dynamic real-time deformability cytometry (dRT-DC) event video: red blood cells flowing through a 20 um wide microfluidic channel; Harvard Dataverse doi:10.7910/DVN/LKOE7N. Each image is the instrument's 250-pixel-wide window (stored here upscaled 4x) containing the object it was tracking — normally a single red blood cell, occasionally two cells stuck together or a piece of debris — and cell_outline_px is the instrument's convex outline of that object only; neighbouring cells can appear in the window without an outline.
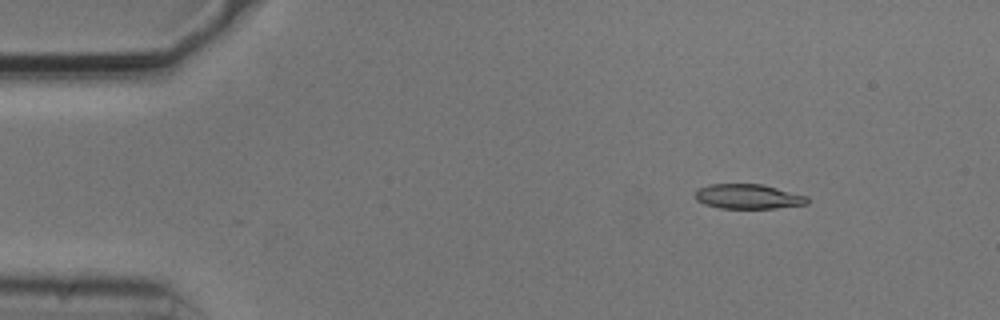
{"species": "common noctule bat (a hibernating species)", "species_latin": "Nyctalus noctula", "temperature_condition": "cold", "stored_images_in_passage": 51, "camera_frame_rate_fps": 3000, "um_per_image_px": 0.085, "animal": {"sex": "male", "body_mass_g": 20.5, "forearm_length_mm": 52.5}, "frame": {"image": 1, "passage_image": 4, "time_ms": 1.0, "image_size_px": [1000, 320], "cell_outline_px": [[808, 204], [776, 208], [720, 208], [704, 204], [696, 200], [696, 192], [700, 188], [708, 184], [760, 184], [808, 196]], "centroid_in_image_um": [63.6, 16.71], "position_along_channel_um": 21.4, "area_um2": 16.01}}
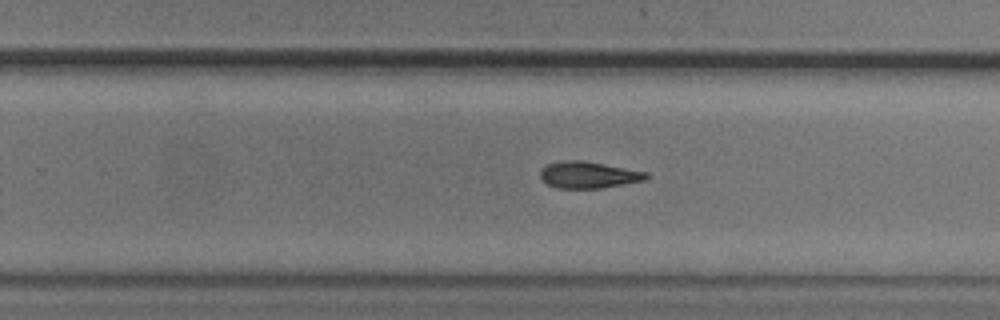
{"frame": {"image": 2, "passage_image": 31, "time_ms": 10.0, "image_size_px": [1000, 320], "cell_outline_px": [[652, 176], [648, 180], [600, 188], [556, 188], [548, 184], [540, 176], [540, 172], [548, 164], [564, 160], [584, 160], [648, 172]], "centroid_in_image_um": [50.1, 14.86], "position_along_channel_um": 279.7, "area_um2": 16.53}}
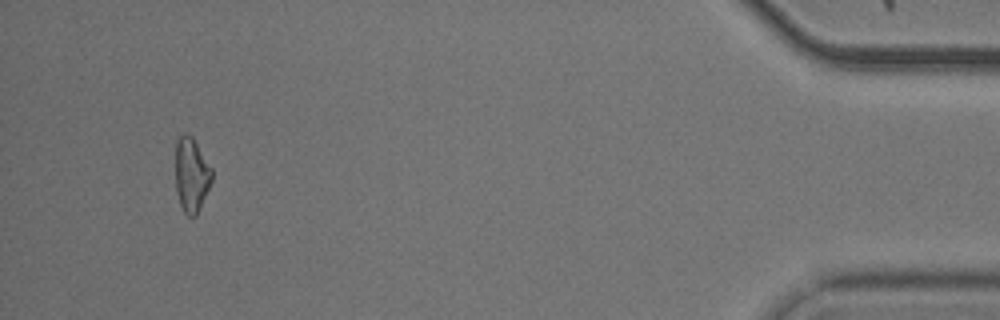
{"frame": {"image": 3, "passage_image": 48, "time_ms": 15.667, "image_size_px": [1000, 320], "cell_outline_px": [[212, 180], [196, 216], [188, 216], [184, 212], [180, 204], [176, 192], [176, 140], [184, 132], [188, 132], [192, 136], [212, 168]], "centroid_in_image_um": [16.27, 14.83], "position_along_channel_um": 418.9, "area_um2": 15.78}, "authors_computed_cell_mechanics": {"area_um2": 16.7042, "velocity_mm_per_s": 3.7435, "shape_relaxation_time_tau1_ms": 5.697, "shape_relaxation_time_tau2_ms": null, "deformation_change_tau1": 0.135, "deformation_change_tau2": null}}